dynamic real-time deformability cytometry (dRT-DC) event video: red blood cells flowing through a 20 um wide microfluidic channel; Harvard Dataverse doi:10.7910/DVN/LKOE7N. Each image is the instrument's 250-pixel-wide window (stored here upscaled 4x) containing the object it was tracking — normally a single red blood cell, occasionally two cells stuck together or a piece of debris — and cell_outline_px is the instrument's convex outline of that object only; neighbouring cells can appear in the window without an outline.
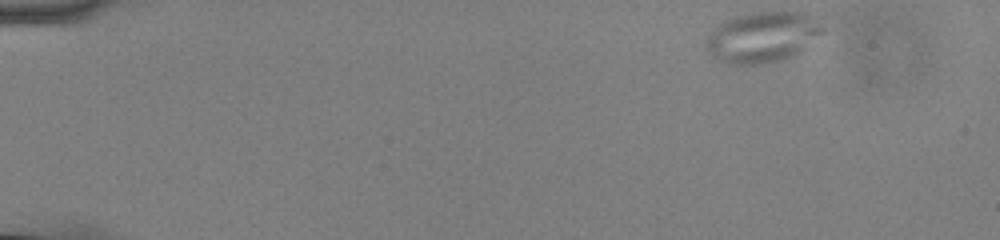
{"species": "common noctule bat (a hibernating species)", "species_latin": "Nyctalus noctula", "temperature_condition": "cold", "stored_images_in_passage": 51, "camera_frame_rate_fps": 3000, "um_per_image_px": 0.085, "animal": {"sex": "male", "body_mass_g": 13.0, "forearm_length_mm": 53.1}, "frame": {"image": 1, "passage_image": 1, "time_ms": 0.0, "image_size_px": [1000, 240], "cell_outline_px": [[828, 32], [792, 56], [760, 64], [728, 64], [716, 60], [712, 56], [708, 48], [708, 36], [720, 24], [736, 16], [752, 12], [804, 12], [816, 16]], "centroid_in_image_um": [64.92, 3.14], "position_along_channel_um": 20.1, "area_um2": 34.33}}
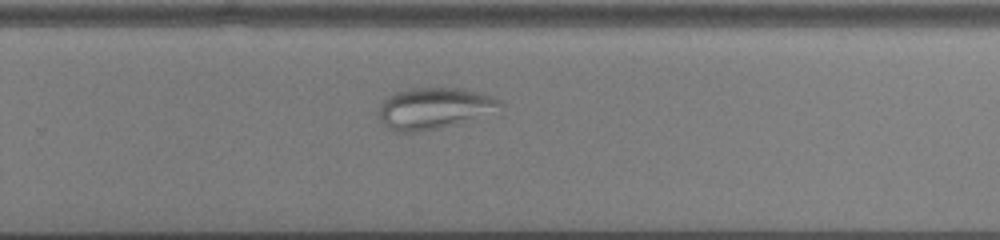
{"frame": {"image": 2, "passage_image": 33, "time_ms": 10.667, "image_size_px": [1000, 240], "cell_outline_px": [[504, 108], [452, 124], [420, 132], [396, 132], [388, 128], [380, 120], [380, 104], [388, 96], [396, 92], [412, 88], [456, 88], [476, 92], [492, 96], [500, 100], [504, 104]], "centroid_in_image_um": [36.87, 9.2], "position_along_channel_um": 292.9, "area_um2": 28.67}}
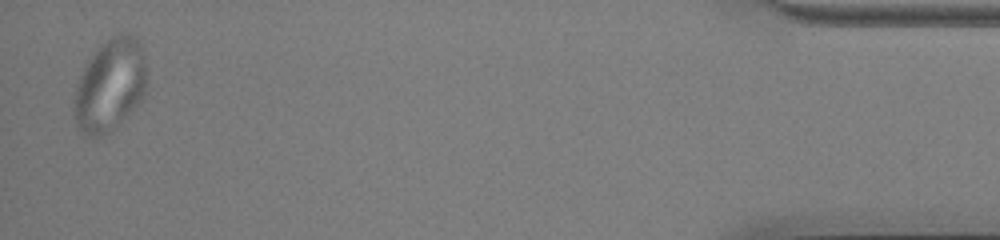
{"frame": {"image": 3, "passage_image": 50, "time_ms": 16.333, "image_size_px": [1000, 240], "cell_outline_px": [[144, 92], [140, 100], [116, 128], [100, 136], [84, 136], [76, 124], [76, 88], [80, 76], [88, 60], [100, 44], [112, 36], [120, 32], [128, 32], [136, 36], [140, 40], [144, 48]], "centroid_in_image_um": [9.37, 7.19], "position_along_channel_um": 425.8, "area_um2": 38.61}}